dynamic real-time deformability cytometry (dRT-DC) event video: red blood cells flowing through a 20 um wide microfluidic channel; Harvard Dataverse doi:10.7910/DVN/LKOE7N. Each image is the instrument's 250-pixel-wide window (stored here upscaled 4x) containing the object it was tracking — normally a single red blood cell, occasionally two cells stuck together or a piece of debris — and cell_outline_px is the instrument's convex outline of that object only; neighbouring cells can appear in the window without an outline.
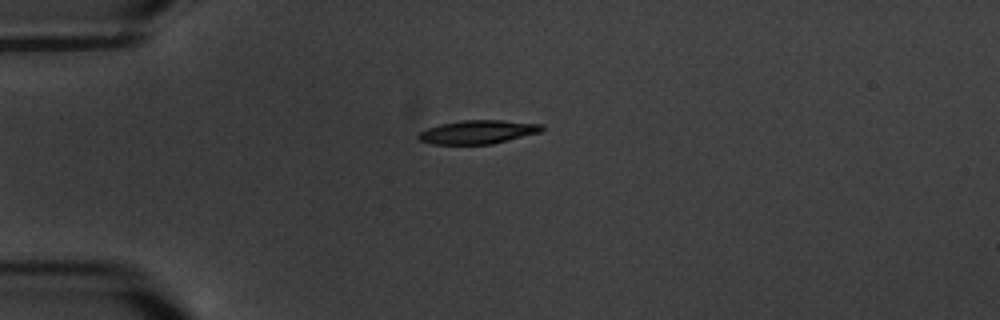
{"species": "common noctule bat (a hibernating species)", "species_latin": "Nyctalus noctula", "temperature_condition": "warm", "stored_images_in_passage": 7, "camera_frame_rate_fps": 3000, "um_per_image_px": 0.085, "animal": {"sex": "male", "body_mass_g": 20.1, "forearm_length_mm": 53.5}, "frame": {"image": 1, "passage_image": 7, "time_ms": 7.0, "image_size_px": [1000, 320], "cell_outline_px": [[544, 128], [540, 132], [492, 144], [432, 144], [420, 140], [416, 136], [416, 132], [440, 124], [464, 120], [500, 120], [544, 124]], "centroid_in_image_um": [40.59, 11.22], "position_along_channel_um": 44.4, "area_um2": 16.99}}